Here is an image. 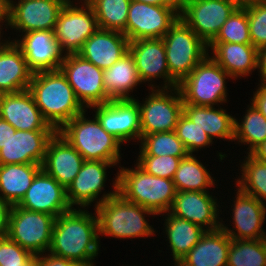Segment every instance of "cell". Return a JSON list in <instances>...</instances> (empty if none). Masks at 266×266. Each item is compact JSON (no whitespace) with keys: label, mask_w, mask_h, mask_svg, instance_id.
Wrapping results in <instances>:
<instances>
[{"label":"cell","mask_w":266,"mask_h":266,"mask_svg":"<svg viewBox=\"0 0 266 266\" xmlns=\"http://www.w3.org/2000/svg\"><path fill=\"white\" fill-rule=\"evenodd\" d=\"M183 113L213 139L233 141L235 138V117L226 113L223 108L214 106H195L184 104Z\"/></svg>","instance_id":"4dcf8cb0"},{"label":"cell","mask_w":266,"mask_h":266,"mask_svg":"<svg viewBox=\"0 0 266 266\" xmlns=\"http://www.w3.org/2000/svg\"><path fill=\"white\" fill-rule=\"evenodd\" d=\"M213 178L196 156L188 154L180 161L172 180L177 192H209L207 188L215 186L216 180Z\"/></svg>","instance_id":"d6a6232c"},{"label":"cell","mask_w":266,"mask_h":266,"mask_svg":"<svg viewBox=\"0 0 266 266\" xmlns=\"http://www.w3.org/2000/svg\"><path fill=\"white\" fill-rule=\"evenodd\" d=\"M236 8L232 0H190L180 18L208 45Z\"/></svg>","instance_id":"5bb4252c"},{"label":"cell","mask_w":266,"mask_h":266,"mask_svg":"<svg viewBox=\"0 0 266 266\" xmlns=\"http://www.w3.org/2000/svg\"><path fill=\"white\" fill-rule=\"evenodd\" d=\"M85 159L58 132L49 140L42 169L65 189L72 183Z\"/></svg>","instance_id":"603a6c76"},{"label":"cell","mask_w":266,"mask_h":266,"mask_svg":"<svg viewBox=\"0 0 266 266\" xmlns=\"http://www.w3.org/2000/svg\"><path fill=\"white\" fill-rule=\"evenodd\" d=\"M227 266H266V238L231 239Z\"/></svg>","instance_id":"8d00e7d4"},{"label":"cell","mask_w":266,"mask_h":266,"mask_svg":"<svg viewBox=\"0 0 266 266\" xmlns=\"http://www.w3.org/2000/svg\"><path fill=\"white\" fill-rule=\"evenodd\" d=\"M118 193L156 215H164L171 209L177 191L173 180L148 174L137 165L118 170Z\"/></svg>","instance_id":"277c9868"},{"label":"cell","mask_w":266,"mask_h":266,"mask_svg":"<svg viewBox=\"0 0 266 266\" xmlns=\"http://www.w3.org/2000/svg\"><path fill=\"white\" fill-rule=\"evenodd\" d=\"M258 69L260 72L261 84L266 85V47L259 50Z\"/></svg>","instance_id":"bcb514c9"},{"label":"cell","mask_w":266,"mask_h":266,"mask_svg":"<svg viewBox=\"0 0 266 266\" xmlns=\"http://www.w3.org/2000/svg\"><path fill=\"white\" fill-rule=\"evenodd\" d=\"M98 234L97 215L72 208L56 218L49 253L83 266H95L93 260L100 250Z\"/></svg>","instance_id":"6da1fadb"},{"label":"cell","mask_w":266,"mask_h":266,"mask_svg":"<svg viewBox=\"0 0 266 266\" xmlns=\"http://www.w3.org/2000/svg\"><path fill=\"white\" fill-rule=\"evenodd\" d=\"M114 190L103 194L95 204L99 235L120 239L150 237L155 235L144 215H156L153 211L137 203L126 200L118 193V173L114 180Z\"/></svg>","instance_id":"7a4b0ae2"},{"label":"cell","mask_w":266,"mask_h":266,"mask_svg":"<svg viewBox=\"0 0 266 266\" xmlns=\"http://www.w3.org/2000/svg\"><path fill=\"white\" fill-rule=\"evenodd\" d=\"M119 162L85 160L77 176L66 189V197L71 208L78 205L83 209L97 200L104 189L107 167L116 166Z\"/></svg>","instance_id":"cb8c5ba5"},{"label":"cell","mask_w":266,"mask_h":266,"mask_svg":"<svg viewBox=\"0 0 266 266\" xmlns=\"http://www.w3.org/2000/svg\"><path fill=\"white\" fill-rule=\"evenodd\" d=\"M210 43L252 44L246 7H237Z\"/></svg>","instance_id":"f35d334b"},{"label":"cell","mask_w":266,"mask_h":266,"mask_svg":"<svg viewBox=\"0 0 266 266\" xmlns=\"http://www.w3.org/2000/svg\"><path fill=\"white\" fill-rule=\"evenodd\" d=\"M240 167L242 176L236 180L237 187L266 204V163L248 154Z\"/></svg>","instance_id":"d590c367"},{"label":"cell","mask_w":266,"mask_h":266,"mask_svg":"<svg viewBox=\"0 0 266 266\" xmlns=\"http://www.w3.org/2000/svg\"><path fill=\"white\" fill-rule=\"evenodd\" d=\"M8 207L3 206L0 202V238L6 236V216Z\"/></svg>","instance_id":"681fc988"},{"label":"cell","mask_w":266,"mask_h":266,"mask_svg":"<svg viewBox=\"0 0 266 266\" xmlns=\"http://www.w3.org/2000/svg\"><path fill=\"white\" fill-rule=\"evenodd\" d=\"M23 34L22 38L14 40V43L21 49L33 74L60 69L65 55L56 40L54 30H38Z\"/></svg>","instance_id":"e0dca14e"},{"label":"cell","mask_w":266,"mask_h":266,"mask_svg":"<svg viewBox=\"0 0 266 266\" xmlns=\"http://www.w3.org/2000/svg\"><path fill=\"white\" fill-rule=\"evenodd\" d=\"M18 206L29 211L48 213L55 218L72 209L66 189L43 169L36 174Z\"/></svg>","instance_id":"ac0fdd59"},{"label":"cell","mask_w":266,"mask_h":266,"mask_svg":"<svg viewBox=\"0 0 266 266\" xmlns=\"http://www.w3.org/2000/svg\"><path fill=\"white\" fill-rule=\"evenodd\" d=\"M6 0H0V3L3 5Z\"/></svg>","instance_id":"6f0895ef"},{"label":"cell","mask_w":266,"mask_h":266,"mask_svg":"<svg viewBox=\"0 0 266 266\" xmlns=\"http://www.w3.org/2000/svg\"><path fill=\"white\" fill-rule=\"evenodd\" d=\"M252 45L258 50L266 47V2L246 7Z\"/></svg>","instance_id":"7bdbcfd3"},{"label":"cell","mask_w":266,"mask_h":266,"mask_svg":"<svg viewBox=\"0 0 266 266\" xmlns=\"http://www.w3.org/2000/svg\"><path fill=\"white\" fill-rule=\"evenodd\" d=\"M36 255L7 236L0 238V266H35Z\"/></svg>","instance_id":"b9f144b4"},{"label":"cell","mask_w":266,"mask_h":266,"mask_svg":"<svg viewBox=\"0 0 266 266\" xmlns=\"http://www.w3.org/2000/svg\"><path fill=\"white\" fill-rule=\"evenodd\" d=\"M11 129H15L11 124H9L7 121L0 118V149L2 148V145L6 142L8 139Z\"/></svg>","instance_id":"c3c4849f"},{"label":"cell","mask_w":266,"mask_h":266,"mask_svg":"<svg viewBox=\"0 0 266 266\" xmlns=\"http://www.w3.org/2000/svg\"><path fill=\"white\" fill-rule=\"evenodd\" d=\"M81 7L66 4L59 12L54 28V35L64 55L77 54L85 41L98 29L94 10L82 0Z\"/></svg>","instance_id":"8fae6325"},{"label":"cell","mask_w":266,"mask_h":266,"mask_svg":"<svg viewBox=\"0 0 266 266\" xmlns=\"http://www.w3.org/2000/svg\"><path fill=\"white\" fill-rule=\"evenodd\" d=\"M41 169L42 165L39 164L0 165V202L2 205L6 207L18 205Z\"/></svg>","instance_id":"f1b7e54d"},{"label":"cell","mask_w":266,"mask_h":266,"mask_svg":"<svg viewBox=\"0 0 266 266\" xmlns=\"http://www.w3.org/2000/svg\"><path fill=\"white\" fill-rule=\"evenodd\" d=\"M260 85L251 99L252 105H254L258 111L266 118V85Z\"/></svg>","instance_id":"f6af8a7d"},{"label":"cell","mask_w":266,"mask_h":266,"mask_svg":"<svg viewBox=\"0 0 266 266\" xmlns=\"http://www.w3.org/2000/svg\"><path fill=\"white\" fill-rule=\"evenodd\" d=\"M231 76L209 54L178 85L183 103L214 106L227 102L226 79Z\"/></svg>","instance_id":"ba28073f"},{"label":"cell","mask_w":266,"mask_h":266,"mask_svg":"<svg viewBox=\"0 0 266 266\" xmlns=\"http://www.w3.org/2000/svg\"><path fill=\"white\" fill-rule=\"evenodd\" d=\"M28 90L44 119L57 132L85 110L60 69L34 73Z\"/></svg>","instance_id":"3957f363"},{"label":"cell","mask_w":266,"mask_h":266,"mask_svg":"<svg viewBox=\"0 0 266 266\" xmlns=\"http://www.w3.org/2000/svg\"><path fill=\"white\" fill-rule=\"evenodd\" d=\"M0 118L16 130H55L42 116L28 89L0 94Z\"/></svg>","instance_id":"7402d4cb"},{"label":"cell","mask_w":266,"mask_h":266,"mask_svg":"<svg viewBox=\"0 0 266 266\" xmlns=\"http://www.w3.org/2000/svg\"><path fill=\"white\" fill-rule=\"evenodd\" d=\"M95 116L102 128L122 144L131 139H141L140 110L135 99L110 100L94 105Z\"/></svg>","instance_id":"9a60e30c"},{"label":"cell","mask_w":266,"mask_h":266,"mask_svg":"<svg viewBox=\"0 0 266 266\" xmlns=\"http://www.w3.org/2000/svg\"><path fill=\"white\" fill-rule=\"evenodd\" d=\"M182 159L174 156L139 155L137 164L146 173L172 180Z\"/></svg>","instance_id":"60d3db41"},{"label":"cell","mask_w":266,"mask_h":266,"mask_svg":"<svg viewBox=\"0 0 266 266\" xmlns=\"http://www.w3.org/2000/svg\"><path fill=\"white\" fill-rule=\"evenodd\" d=\"M232 212L235 225L231 229L221 222L220 228L231 238L236 240H258L266 238L262 225L266 216V205L256 197L237 189ZM237 232H235V231Z\"/></svg>","instance_id":"d6986e66"},{"label":"cell","mask_w":266,"mask_h":266,"mask_svg":"<svg viewBox=\"0 0 266 266\" xmlns=\"http://www.w3.org/2000/svg\"><path fill=\"white\" fill-rule=\"evenodd\" d=\"M56 130L21 131L11 133L0 149V165L39 164L42 165L49 140Z\"/></svg>","instance_id":"2e32d148"},{"label":"cell","mask_w":266,"mask_h":266,"mask_svg":"<svg viewBox=\"0 0 266 266\" xmlns=\"http://www.w3.org/2000/svg\"><path fill=\"white\" fill-rule=\"evenodd\" d=\"M149 86L152 93H149L143 104L135 99L140 110L141 136L174 131L183 114L184 103L180 89H155L156 85Z\"/></svg>","instance_id":"9c48e42d"},{"label":"cell","mask_w":266,"mask_h":266,"mask_svg":"<svg viewBox=\"0 0 266 266\" xmlns=\"http://www.w3.org/2000/svg\"><path fill=\"white\" fill-rule=\"evenodd\" d=\"M78 114L67 122L58 133L63 136L85 160L120 162L122 143L107 133L95 116L86 118V112Z\"/></svg>","instance_id":"5b68a950"},{"label":"cell","mask_w":266,"mask_h":266,"mask_svg":"<svg viewBox=\"0 0 266 266\" xmlns=\"http://www.w3.org/2000/svg\"><path fill=\"white\" fill-rule=\"evenodd\" d=\"M139 155L186 157L189 153L175 131L141 136Z\"/></svg>","instance_id":"74e56055"},{"label":"cell","mask_w":266,"mask_h":266,"mask_svg":"<svg viewBox=\"0 0 266 266\" xmlns=\"http://www.w3.org/2000/svg\"><path fill=\"white\" fill-rule=\"evenodd\" d=\"M250 154L259 161L266 163V141L256 147Z\"/></svg>","instance_id":"f907efd6"},{"label":"cell","mask_w":266,"mask_h":266,"mask_svg":"<svg viewBox=\"0 0 266 266\" xmlns=\"http://www.w3.org/2000/svg\"><path fill=\"white\" fill-rule=\"evenodd\" d=\"M230 243L231 238L221 228L206 231L178 264L180 266H227Z\"/></svg>","instance_id":"83f0119b"},{"label":"cell","mask_w":266,"mask_h":266,"mask_svg":"<svg viewBox=\"0 0 266 266\" xmlns=\"http://www.w3.org/2000/svg\"><path fill=\"white\" fill-rule=\"evenodd\" d=\"M56 218L48 213L8 207L6 236L34 255L48 252Z\"/></svg>","instance_id":"52a82bcc"},{"label":"cell","mask_w":266,"mask_h":266,"mask_svg":"<svg viewBox=\"0 0 266 266\" xmlns=\"http://www.w3.org/2000/svg\"><path fill=\"white\" fill-rule=\"evenodd\" d=\"M59 1H61L64 5H66V4H74V3L71 2V0H59Z\"/></svg>","instance_id":"11a10c76"},{"label":"cell","mask_w":266,"mask_h":266,"mask_svg":"<svg viewBox=\"0 0 266 266\" xmlns=\"http://www.w3.org/2000/svg\"><path fill=\"white\" fill-rule=\"evenodd\" d=\"M237 7L245 8L253 4L265 2V0H232Z\"/></svg>","instance_id":"816d5d0a"},{"label":"cell","mask_w":266,"mask_h":266,"mask_svg":"<svg viewBox=\"0 0 266 266\" xmlns=\"http://www.w3.org/2000/svg\"><path fill=\"white\" fill-rule=\"evenodd\" d=\"M179 1V4L182 6L184 5L187 1H190V0H178Z\"/></svg>","instance_id":"9f6ffc18"},{"label":"cell","mask_w":266,"mask_h":266,"mask_svg":"<svg viewBox=\"0 0 266 266\" xmlns=\"http://www.w3.org/2000/svg\"><path fill=\"white\" fill-rule=\"evenodd\" d=\"M219 205L208 192L180 191L176 193L169 213L203 227L207 231L220 229Z\"/></svg>","instance_id":"44dd1931"},{"label":"cell","mask_w":266,"mask_h":266,"mask_svg":"<svg viewBox=\"0 0 266 266\" xmlns=\"http://www.w3.org/2000/svg\"><path fill=\"white\" fill-rule=\"evenodd\" d=\"M209 48L213 50L211 57L234 80L246 77L252 73V70L258 69L259 50L252 44L209 43Z\"/></svg>","instance_id":"484cf974"},{"label":"cell","mask_w":266,"mask_h":266,"mask_svg":"<svg viewBox=\"0 0 266 266\" xmlns=\"http://www.w3.org/2000/svg\"><path fill=\"white\" fill-rule=\"evenodd\" d=\"M174 131L189 154L213 143L208 134L184 113L180 116Z\"/></svg>","instance_id":"ab89813d"},{"label":"cell","mask_w":266,"mask_h":266,"mask_svg":"<svg viewBox=\"0 0 266 266\" xmlns=\"http://www.w3.org/2000/svg\"><path fill=\"white\" fill-rule=\"evenodd\" d=\"M170 76L180 84L208 55V45L181 19L162 37Z\"/></svg>","instance_id":"8992f818"},{"label":"cell","mask_w":266,"mask_h":266,"mask_svg":"<svg viewBox=\"0 0 266 266\" xmlns=\"http://www.w3.org/2000/svg\"><path fill=\"white\" fill-rule=\"evenodd\" d=\"M2 12H3V5L0 3V23H4L3 22V14H2Z\"/></svg>","instance_id":"f5cc1de1"},{"label":"cell","mask_w":266,"mask_h":266,"mask_svg":"<svg viewBox=\"0 0 266 266\" xmlns=\"http://www.w3.org/2000/svg\"><path fill=\"white\" fill-rule=\"evenodd\" d=\"M180 18L172 6L152 5L131 0L126 37L129 42L138 39L162 38Z\"/></svg>","instance_id":"4fadbf2b"},{"label":"cell","mask_w":266,"mask_h":266,"mask_svg":"<svg viewBox=\"0 0 266 266\" xmlns=\"http://www.w3.org/2000/svg\"><path fill=\"white\" fill-rule=\"evenodd\" d=\"M129 40L120 31L98 29L77 53L100 69H108L128 52Z\"/></svg>","instance_id":"d4e9b609"},{"label":"cell","mask_w":266,"mask_h":266,"mask_svg":"<svg viewBox=\"0 0 266 266\" xmlns=\"http://www.w3.org/2000/svg\"><path fill=\"white\" fill-rule=\"evenodd\" d=\"M134 1L152 4V5L172 6L176 8L179 12L181 11L182 8L178 0H134Z\"/></svg>","instance_id":"7dc6e473"},{"label":"cell","mask_w":266,"mask_h":266,"mask_svg":"<svg viewBox=\"0 0 266 266\" xmlns=\"http://www.w3.org/2000/svg\"><path fill=\"white\" fill-rule=\"evenodd\" d=\"M94 10L99 29L120 31L126 36L131 0H86Z\"/></svg>","instance_id":"836d02e7"},{"label":"cell","mask_w":266,"mask_h":266,"mask_svg":"<svg viewBox=\"0 0 266 266\" xmlns=\"http://www.w3.org/2000/svg\"><path fill=\"white\" fill-rule=\"evenodd\" d=\"M2 25H3V24H0V49H1V48L3 47V45L7 42L6 40H4L5 42L3 41V43H2V41H1V33H2V32H1V31H2V28H1V27H2Z\"/></svg>","instance_id":"db71d44e"},{"label":"cell","mask_w":266,"mask_h":266,"mask_svg":"<svg viewBox=\"0 0 266 266\" xmlns=\"http://www.w3.org/2000/svg\"><path fill=\"white\" fill-rule=\"evenodd\" d=\"M128 51L134 58L142 82L163 78L161 88H175L178 83L170 76L162 38L138 39L129 42Z\"/></svg>","instance_id":"ffe728a7"},{"label":"cell","mask_w":266,"mask_h":266,"mask_svg":"<svg viewBox=\"0 0 266 266\" xmlns=\"http://www.w3.org/2000/svg\"><path fill=\"white\" fill-rule=\"evenodd\" d=\"M35 266H83L77 262L54 256L48 252V255H36Z\"/></svg>","instance_id":"ee69618b"},{"label":"cell","mask_w":266,"mask_h":266,"mask_svg":"<svg viewBox=\"0 0 266 266\" xmlns=\"http://www.w3.org/2000/svg\"><path fill=\"white\" fill-rule=\"evenodd\" d=\"M165 232L169 240L171 255L178 263L206 233L203 227L166 212Z\"/></svg>","instance_id":"1f68e13d"},{"label":"cell","mask_w":266,"mask_h":266,"mask_svg":"<svg viewBox=\"0 0 266 266\" xmlns=\"http://www.w3.org/2000/svg\"><path fill=\"white\" fill-rule=\"evenodd\" d=\"M250 106V107H249ZM242 122L235 119V140L242 144H249L247 154L266 141V118L254 105H249Z\"/></svg>","instance_id":"e575fe53"},{"label":"cell","mask_w":266,"mask_h":266,"mask_svg":"<svg viewBox=\"0 0 266 266\" xmlns=\"http://www.w3.org/2000/svg\"><path fill=\"white\" fill-rule=\"evenodd\" d=\"M32 75L21 49L7 40L0 49V94L28 89Z\"/></svg>","instance_id":"4316f807"},{"label":"cell","mask_w":266,"mask_h":266,"mask_svg":"<svg viewBox=\"0 0 266 266\" xmlns=\"http://www.w3.org/2000/svg\"><path fill=\"white\" fill-rule=\"evenodd\" d=\"M14 3V4H13ZM6 0L3 4V22L16 31L26 33L54 30L64 4L59 0Z\"/></svg>","instance_id":"30bf717a"},{"label":"cell","mask_w":266,"mask_h":266,"mask_svg":"<svg viewBox=\"0 0 266 266\" xmlns=\"http://www.w3.org/2000/svg\"><path fill=\"white\" fill-rule=\"evenodd\" d=\"M142 83L131 53L126 52L115 64L103 70V85L111 100L135 99L129 93Z\"/></svg>","instance_id":"f546056e"},{"label":"cell","mask_w":266,"mask_h":266,"mask_svg":"<svg viewBox=\"0 0 266 266\" xmlns=\"http://www.w3.org/2000/svg\"><path fill=\"white\" fill-rule=\"evenodd\" d=\"M60 70L85 109L111 100L104 90L103 70L80 55H65Z\"/></svg>","instance_id":"7c38bea8"}]
</instances>
